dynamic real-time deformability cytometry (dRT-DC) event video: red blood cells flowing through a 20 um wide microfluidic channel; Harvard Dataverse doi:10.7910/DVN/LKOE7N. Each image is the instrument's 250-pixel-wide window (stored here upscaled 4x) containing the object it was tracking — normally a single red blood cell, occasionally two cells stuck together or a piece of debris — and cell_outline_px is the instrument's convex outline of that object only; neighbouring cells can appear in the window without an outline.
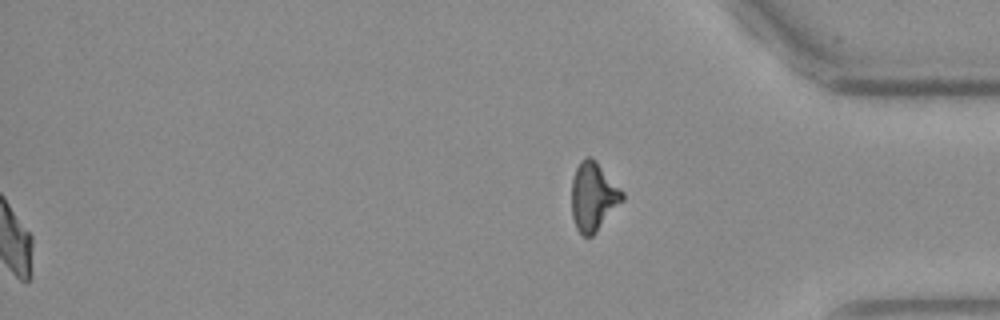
{"species": "Egyptian fruit bat (a non-hibernating species)", "species_latin": "Rousettus aegyptiacus", "temperature_condition": "warm", "stored_images_in_passage": 55, "segment_of_instrument_passage": [2, 2], "camera_frame_rate_fps": 3000, "um_per_image_px": 0.085, "frame": {"image": 1, "passage_image": 55, "time_ms": 18.0, "image_size_px": [1000, 320], "cell_outline_px": [[624, 200], [596, 232], [592, 236], [584, 236], [576, 228], [572, 216], [572, 180], [576, 168], [580, 160], [584, 156], [592, 156], [596, 160], [624, 192]], "centroid_in_image_um": [50.44, 16.68], "position_along_channel_um": 384.8, "area_um2": 20.4}}